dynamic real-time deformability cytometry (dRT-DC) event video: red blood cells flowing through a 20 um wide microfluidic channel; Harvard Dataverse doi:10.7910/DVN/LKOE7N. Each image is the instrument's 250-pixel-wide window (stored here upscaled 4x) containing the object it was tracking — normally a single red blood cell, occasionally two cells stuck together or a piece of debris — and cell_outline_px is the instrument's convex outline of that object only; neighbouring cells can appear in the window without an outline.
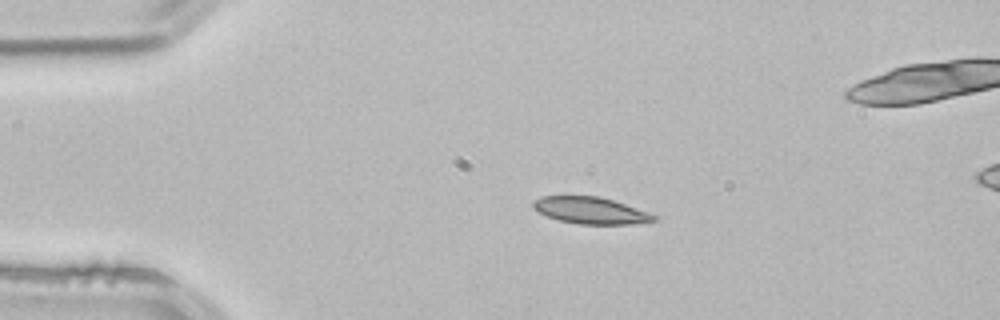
{"species": "common noctule bat (a hibernating species)", "species_latin": "Nyctalus noctula", "temperature_condition": "room temperature", "stored_images_in_passage": 5, "camera_frame_rate_fps": 3000, "um_per_image_px": 0.085, "animal": {"sex": "male", "body_mass_g": 21.5, "forearm_length_mm": 52.0}, "frame": {"image": 1, "passage_image": 2, "time_ms": 0.333, "image_size_px": [1000, 320], "cell_outline_px": [[656, 220], [632, 224], [580, 224], [560, 220], [548, 216], [532, 208], [532, 200], [540, 196], [600, 196], [624, 204], [656, 216]], "centroid_in_image_um": [50.13, 17.88], "position_along_channel_um": 34.9, "area_um2": 18.5}}